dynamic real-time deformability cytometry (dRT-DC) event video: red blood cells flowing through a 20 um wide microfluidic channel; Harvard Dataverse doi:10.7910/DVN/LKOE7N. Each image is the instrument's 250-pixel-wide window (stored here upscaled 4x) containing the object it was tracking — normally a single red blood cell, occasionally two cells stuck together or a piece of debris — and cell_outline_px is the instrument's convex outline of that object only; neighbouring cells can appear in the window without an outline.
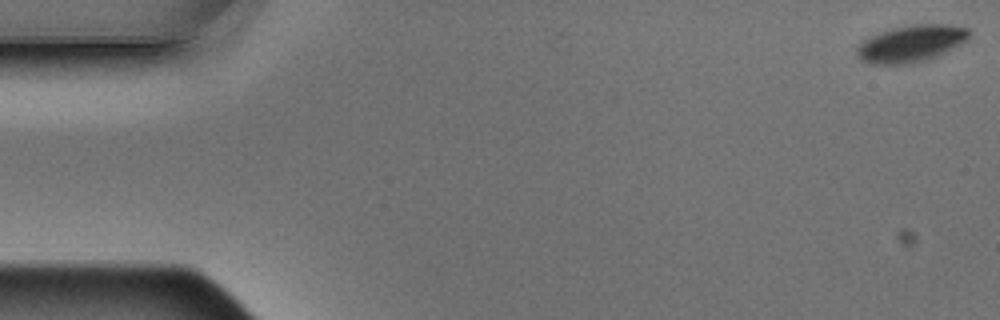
{"species": "Egyptian fruit bat (a non-hibernating species)", "species_latin": "Rousettus aegyptiacus", "temperature_condition": "warm", "stored_images_in_passage": 14, "camera_frame_rate_fps": 3000, "um_per_image_px": 0.085, "animal": {"sex": "male"}, "frame": {"image": 1, "passage_image": 1, "time_ms": 0.0, "image_size_px": [1000, 320], "cell_outline_px": [[968, 40], [928, 60], [912, 64], [872, 64], [860, 60], [856, 52], [856, 48], [864, 40], [872, 36], [892, 28], [908, 24], [948, 24], [968, 28]], "centroid_in_image_um": [77.43, 3.71], "position_along_channel_um": 7.6, "area_um2": 24.04}}
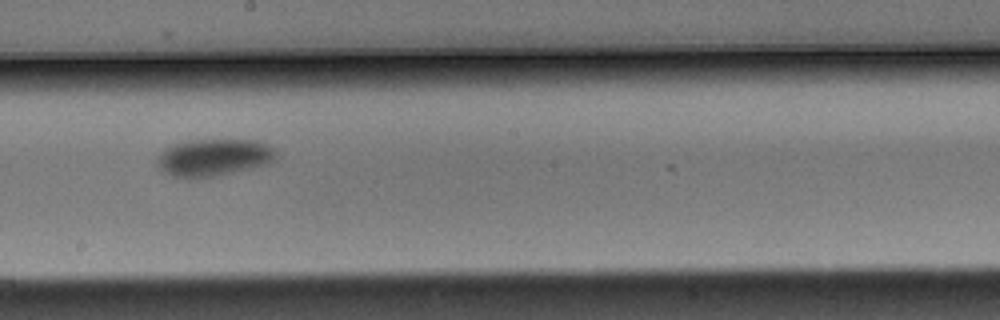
{"frame": {"image": 2, "passage_image": 8, "time_ms": 2.333, "image_size_px": [1000, 320], "cell_outline_px": [[276, 160], [252, 168], [216, 176], [196, 180], [188, 180], [172, 176], [156, 168], [156, 160], [160, 152], [172, 144], [192, 140], [256, 140], [268, 144], [276, 148]], "centroid_in_image_um": [18.12, 13.41], "position_along_channel_um": 230.1, "area_um2": 26.41}}
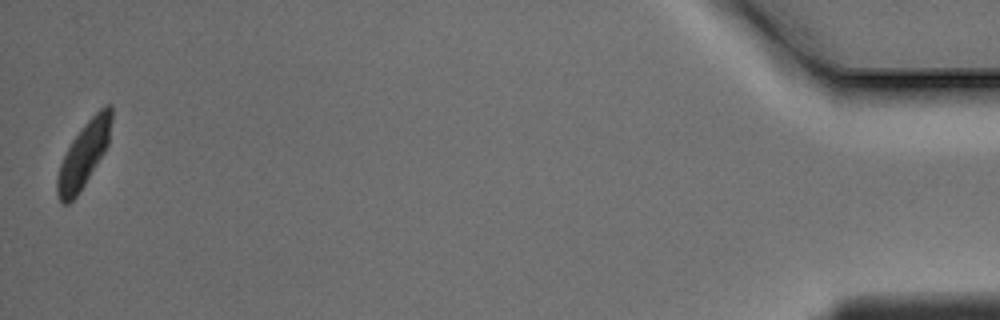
{"frame": {"image": 3, "passage_image": 14, "time_ms": 4.333, "image_size_px": [1000, 320], "cell_outline_px": [[112, 120], [108, 144], [104, 152], [84, 184], [76, 196], [68, 204], [64, 204], [60, 200], [56, 192], [56, 180], [60, 164], [72, 140], [80, 128], [104, 104], [112, 104]], "centroid_in_image_um": [7.13, 13.1], "position_along_channel_um": 428.1, "area_um2": 20.29}}